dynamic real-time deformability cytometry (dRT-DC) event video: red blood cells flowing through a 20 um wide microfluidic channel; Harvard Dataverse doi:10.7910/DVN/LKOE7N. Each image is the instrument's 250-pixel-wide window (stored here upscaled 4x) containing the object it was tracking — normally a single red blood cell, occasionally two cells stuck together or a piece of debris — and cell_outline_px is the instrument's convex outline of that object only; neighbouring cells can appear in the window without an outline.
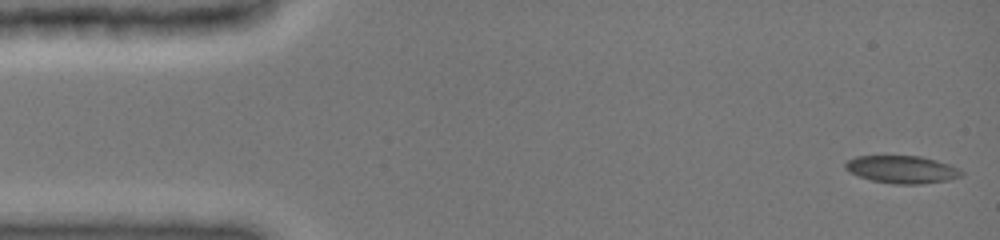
{"species": "common noctule bat (a hibernating species)", "species_latin": "Nyctalus noctula", "temperature_condition": "cold", "stored_images_in_passage": 47, "camera_frame_rate_fps": 3000, "um_per_image_px": 0.085, "animal": {"sex": "female", "body_mass_g": 19.0, "forearm_length_mm": 51.5}, "frame": {"image": 1, "passage_image": 1, "time_ms": 0.0, "image_size_px": [1000, 240], "cell_outline_px": [[964, 176], [948, 180], [920, 184], [892, 184], [872, 180], [848, 172], [844, 168], [844, 164], [848, 160], [856, 156], [920, 156], [936, 160], [948, 164], [964, 172]], "centroid_in_image_um": [76.66, 14.41], "position_along_channel_um": 8.3, "area_um2": 18.67}}
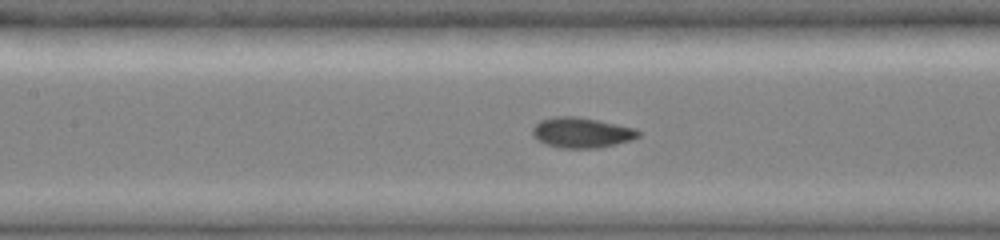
{"frame": {"image": 2, "passage_image": 21, "time_ms": 6.667, "image_size_px": [1000, 240], "cell_outline_px": [[640, 136], [632, 140], [600, 148], [560, 148], [544, 144], [536, 140], [532, 132], [532, 128], [540, 120], [552, 116], [576, 116], [636, 128], [640, 132]], "centroid_in_image_um": [49.42, 11.28], "position_along_channel_um": 158.0, "area_um2": 18.9}}
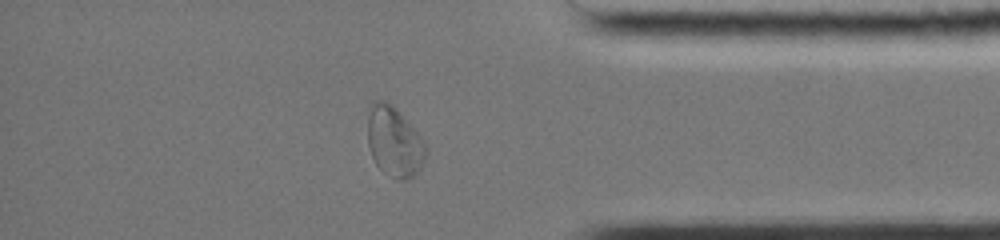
{"frame": {"image": 3, "passage_image": 40, "time_ms": 13.0, "image_size_px": [1000, 240], "cell_outline_px": [[428, 148], [424, 160], [420, 168], [408, 180], [396, 180], [388, 176], [376, 164], [372, 156], [368, 144], [368, 104], [372, 100], [388, 100], [396, 108], [424, 140]], "centroid_in_image_um": [33.5, 12.02], "position_along_channel_um": 401.7, "area_um2": 24.1}, "authors_computed_cell_mechanics": {"area_um2": 18.4382, "velocity_mm_per_s": 3.9797, "shape_relaxation_time_tau1_ms": 9.6928, "shape_relaxation_time_tau2_ms": null, "deformation_change_tau1": 0.2657, "deformation_change_tau2": null}}